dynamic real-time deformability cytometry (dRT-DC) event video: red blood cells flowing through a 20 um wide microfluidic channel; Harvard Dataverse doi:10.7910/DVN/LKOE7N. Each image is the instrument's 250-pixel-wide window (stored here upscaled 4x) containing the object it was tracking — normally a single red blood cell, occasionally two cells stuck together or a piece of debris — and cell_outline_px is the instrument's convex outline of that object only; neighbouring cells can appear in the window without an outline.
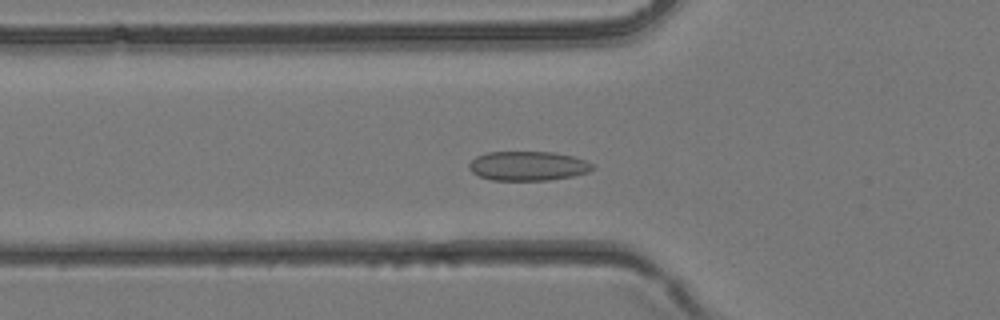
{"species": "common noctule bat (a hibernating species)", "species_latin": "Nyctalus noctula", "temperature_condition": "room temperature", "stored_images_in_passage": 37, "camera_frame_rate_fps": 3000, "um_per_image_px": 0.085, "animal": {"sex": "female", "body_mass_g": 24.6, "forearm_length_mm": 56.2}, "frame": {"image": 1, "passage_image": 12, "time_ms": 3.667, "image_size_px": [1000, 320], "cell_outline_px": [[596, 168], [588, 172], [572, 176], [548, 180], [492, 180], [480, 176], [472, 172], [468, 168], [468, 164], [476, 156], [488, 152], [552, 152], [572, 156], [584, 160], [592, 164]], "centroid_in_image_um": [44.86, 14.1], "position_along_channel_um": 80.9, "area_um2": 21.04}}
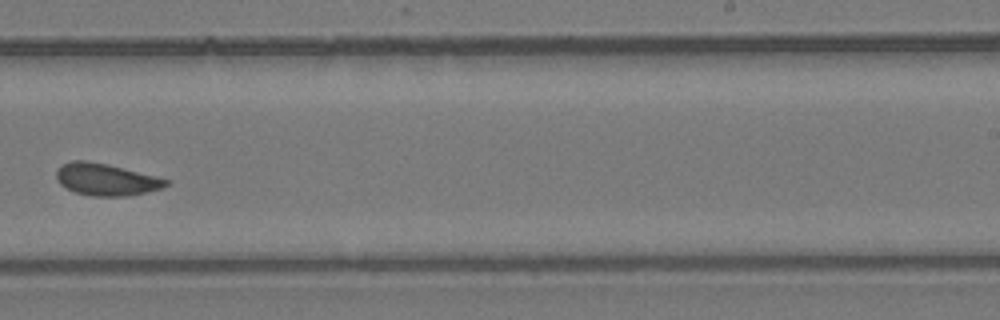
{"frame": {"image": 2, "passage_image": 23, "time_ms": 7.333, "image_size_px": [1000, 320], "cell_outline_px": [[168, 184], [160, 188], [128, 196], [92, 196], [76, 192], [60, 184], [56, 180], [56, 168], [72, 160], [88, 160], [108, 164], [156, 176], [168, 180]], "centroid_in_image_um": [8.97, 15.24], "position_along_channel_um": 280.0, "area_um2": 20.29}}
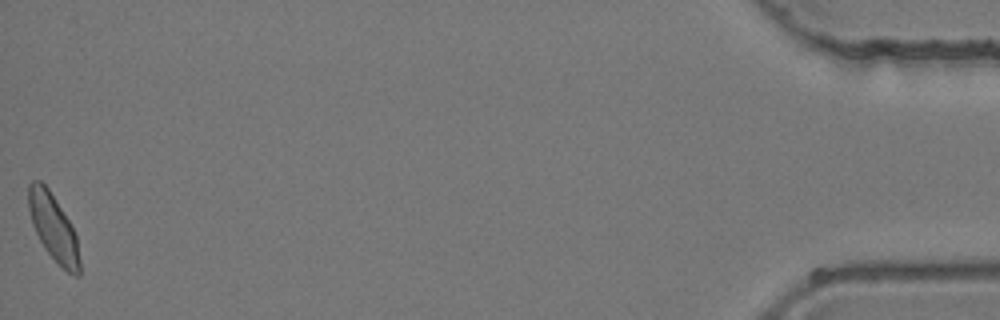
{"frame": {"image": 3, "passage_image": 37, "time_ms": 12.0, "image_size_px": [1000, 320], "cell_outline_px": [[80, 276], [72, 276], [44, 248], [32, 224], [28, 208], [28, 184], [32, 180], [40, 180], [48, 188], [68, 220], [76, 236], [80, 260]], "centroid_in_image_um": [4.53, 19.33], "position_along_channel_um": 430.7, "area_um2": 19.54}}